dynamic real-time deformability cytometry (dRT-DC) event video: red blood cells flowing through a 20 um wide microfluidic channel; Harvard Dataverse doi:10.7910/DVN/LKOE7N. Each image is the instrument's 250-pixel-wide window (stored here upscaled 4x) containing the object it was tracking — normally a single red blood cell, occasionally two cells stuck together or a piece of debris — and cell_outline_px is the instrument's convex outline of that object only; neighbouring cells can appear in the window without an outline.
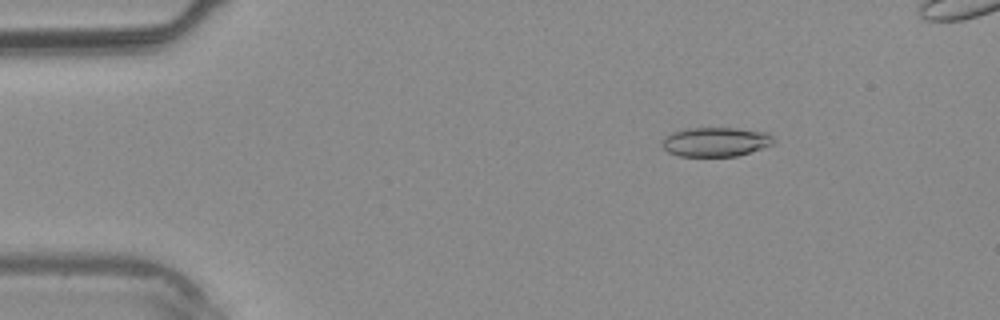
{"species": "common noctule bat (a hibernating species)", "species_latin": "Nyctalus noctula", "temperature_condition": "warm", "stored_images_in_passage": 37, "camera_frame_rate_fps": 3000, "um_per_image_px": 0.085, "animal": {"sex": "male", "body_mass_g": 20.4}, "frame": {"image": 1, "passage_image": 6, "time_ms": 1.667, "image_size_px": [1000, 320], "cell_outline_px": [[776, 140], [772, 144], [736, 156], [676, 156], [668, 152], [660, 144], [660, 140], [664, 136], [672, 132], [688, 128], [736, 128], [768, 132]], "centroid_in_image_um": [60.77, 12.05], "position_along_channel_um": 24.2, "area_um2": 19.13}}
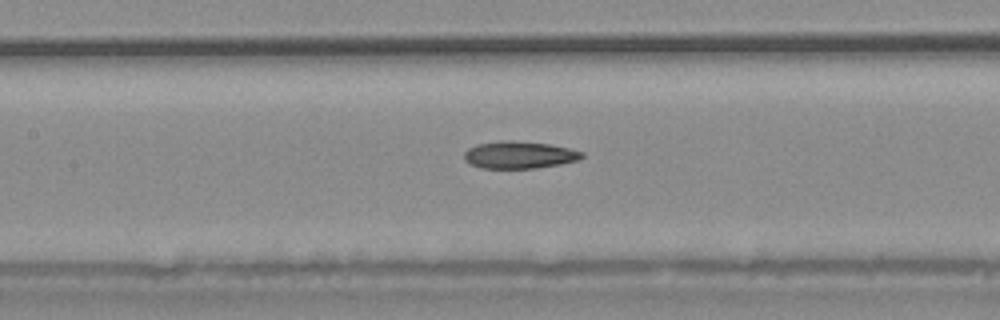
{"frame": {"image": 2, "passage_image": 18, "time_ms": 5.667, "image_size_px": [1000, 320], "cell_outline_px": [[584, 156], [580, 160], [560, 164], [536, 168], [480, 168], [468, 164], [464, 160], [464, 152], [468, 148], [476, 144], [500, 140], [512, 140], [552, 144], [584, 152]], "centroid_in_image_um": [44.12, 13.16], "position_along_channel_um": 163.3, "area_um2": 19.02}}
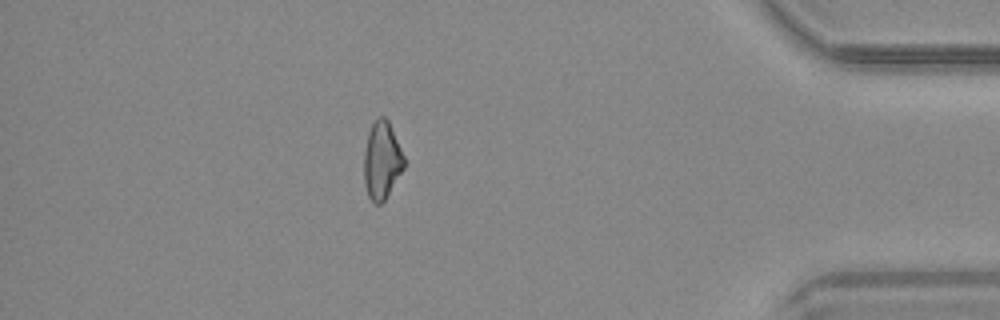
{"frame": {"image": 3, "passage_image": 34, "time_ms": 11.0, "image_size_px": [1000, 320], "cell_outline_px": [[404, 168], [384, 200], [380, 204], [376, 204], [368, 196], [364, 184], [364, 152], [368, 132], [372, 124], [380, 116], [384, 116], [388, 120], [404, 156]], "centroid_in_image_um": [32.44, 13.63], "position_along_channel_um": 402.8, "area_um2": 17.92}}